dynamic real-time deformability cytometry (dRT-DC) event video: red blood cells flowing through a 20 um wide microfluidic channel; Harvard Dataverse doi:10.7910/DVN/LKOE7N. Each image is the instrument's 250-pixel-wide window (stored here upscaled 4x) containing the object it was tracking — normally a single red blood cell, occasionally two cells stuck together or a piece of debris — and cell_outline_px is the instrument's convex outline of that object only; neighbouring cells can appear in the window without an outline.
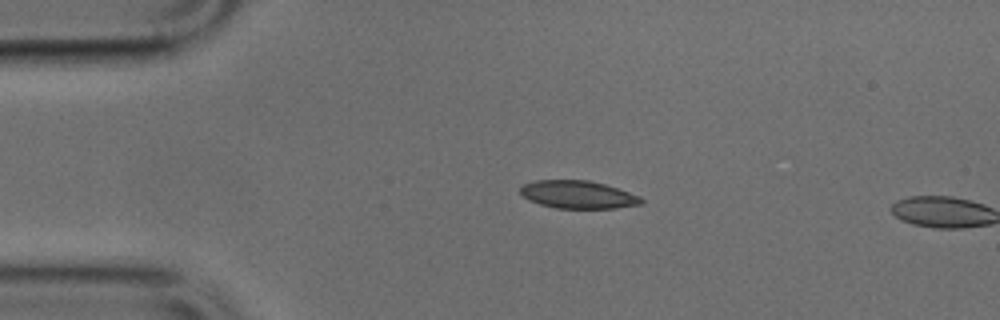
{"species": "common noctule bat (a hibernating species)", "species_latin": "Nyctalus noctula", "temperature_condition": "cold", "stored_images_in_passage": 11, "camera_frame_rate_fps": 3000, "um_per_image_px": 0.085, "animal": {"sex": "male", "body_mass_g": 17.9, "forearm_length_mm": 54.2}, "frame": {"image": 1, "passage_image": 10, "time_ms": 3.0, "image_size_px": [1000, 320], "cell_outline_px": [[644, 200], [640, 204], [616, 208], [556, 208], [540, 204], [528, 200], [520, 192], [520, 188], [524, 184], [536, 180], [588, 180], [604, 184], [640, 196]], "centroid_in_image_um": [49.11, 16.54], "position_along_channel_um": 35.9, "area_um2": 19.42}}